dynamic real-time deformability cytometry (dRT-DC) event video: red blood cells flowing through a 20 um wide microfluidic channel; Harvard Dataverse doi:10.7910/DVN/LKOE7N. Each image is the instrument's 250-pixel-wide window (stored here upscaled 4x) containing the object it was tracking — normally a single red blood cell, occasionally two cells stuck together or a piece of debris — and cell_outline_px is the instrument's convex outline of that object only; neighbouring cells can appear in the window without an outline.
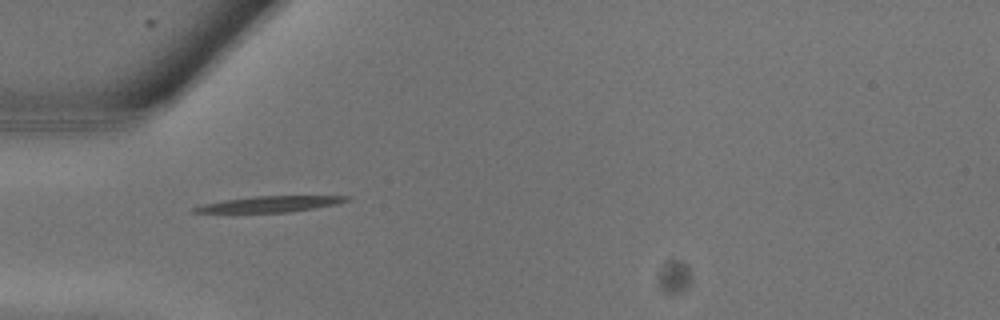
{"species": "common noctule bat (a hibernating species)", "species_latin": "Nyctalus noctula", "temperature_condition": "warm", "stored_images_in_passage": 7, "camera_frame_rate_fps": 3000, "um_per_image_px": 0.085, "animal": {"sex": "male", "body_mass_g": 13.3}, "frame": {"image": 1, "passage_image": 2, "time_ms": 0.333, "image_size_px": [1000, 320], "cell_outline_px": [[348, 200], [336, 204], [288, 212], [192, 212], [192, 208], [204, 204], [224, 200], [252, 196], [348, 196]], "centroid_in_image_um": [22.92, 17.34], "position_along_channel_um": 62.1, "area_um2": 13.64}}
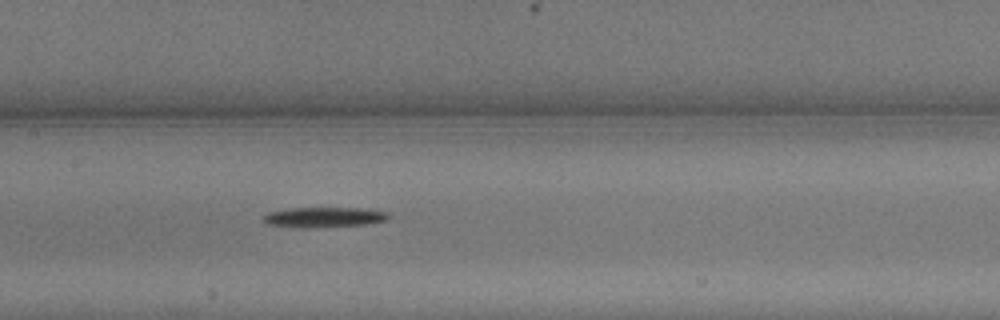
{"frame": {"image": 2, "passage_image": 7, "time_ms": 2.0, "image_size_px": [1000, 320], "cell_outline_px": [[388, 220], [364, 224], [268, 224], [264, 220], [264, 216], [268, 212], [288, 208], [360, 208], [388, 212]], "centroid_in_image_um": [27.64, 18.38], "position_along_channel_um": 179.8, "area_um2": 13.06}}